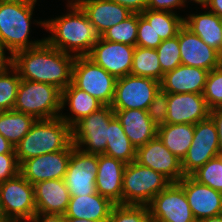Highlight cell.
Listing matches in <instances>:
<instances>
[{"label": "cell", "instance_id": "6da1fadb", "mask_svg": "<svg viewBox=\"0 0 222 222\" xmlns=\"http://www.w3.org/2000/svg\"><path fill=\"white\" fill-rule=\"evenodd\" d=\"M75 58L45 40L38 46L14 53L12 66L20 79L48 83L62 91L72 83Z\"/></svg>", "mask_w": 222, "mask_h": 222}, {"label": "cell", "instance_id": "7a4b0ae2", "mask_svg": "<svg viewBox=\"0 0 222 222\" xmlns=\"http://www.w3.org/2000/svg\"><path fill=\"white\" fill-rule=\"evenodd\" d=\"M66 4L65 14L45 19V30L50 33L45 40L64 53L87 56L100 36L74 0H67Z\"/></svg>", "mask_w": 222, "mask_h": 222}, {"label": "cell", "instance_id": "3957f363", "mask_svg": "<svg viewBox=\"0 0 222 222\" xmlns=\"http://www.w3.org/2000/svg\"><path fill=\"white\" fill-rule=\"evenodd\" d=\"M34 9L35 5L0 2V41L12 54L45 41V37L34 41L29 38L32 24L45 30L46 20L34 19Z\"/></svg>", "mask_w": 222, "mask_h": 222}, {"label": "cell", "instance_id": "277c9868", "mask_svg": "<svg viewBox=\"0 0 222 222\" xmlns=\"http://www.w3.org/2000/svg\"><path fill=\"white\" fill-rule=\"evenodd\" d=\"M71 143L72 128L61 117L36 120L15 146V154L21 164L33 157L65 150Z\"/></svg>", "mask_w": 222, "mask_h": 222}, {"label": "cell", "instance_id": "5b68a950", "mask_svg": "<svg viewBox=\"0 0 222 222\" xmlns=\"http://www.w3.org/2000/svg\"><path fill=\"white\" fill-rule=\"evenodd\" d=\"M160 82L147 77L126 75L118 78L111 107L113 110L142 109L159 112Z\"/></svg>", "mask_w": 222, "mask_h": 222}, {"label": "cell", "instance_id": "8992f818", "mask_svg": "<svg viewBox=\"0 0 222 222\" xmlns=\"http://www.w3.org/2000/svg\"><path fill=\"white\" fill-rule=\"evenodd\" d=\"M62 91L48 83L21 79L13 110L36 120L60 117Z\"/></svg>", "mask_w": 222, "mask_h": 222}, {"label": "cell", "instance_id": "52a82bcc", "mask_svg": "<svg viewBox=\"0 0 222 222\" xmlns=\"http://www.w3.org/2000/svg\"><path fill=\"white\" fill-rule=\"evenodd\" d=\"M172 182L155 170L136 161L126 164L122 182V205H148Z\"/></svg>", "mask_w": 222, "mask_h": 222}, {"label": "cell", "instance_id": "ba28073f", "mask_svg": "<svg viewBox=\"0 0 222 222\" xmlns=\"http://www.w3.org/2000/svg\"><path fill=\"white\" fill-rule=\"evenodd\" d=\"M203 94H161L158 124H196L209 117Z\"/></svg>", "mask_w": 222, "mask_h": 222}, {"label": "cell", "instance_id": "9c48e42d", "mask_svg": "<svg viewBox=\"0 0 222 222\" xmlns=\"http://www.w3.org/2000/svg\"><path fill=\"white\" fill-rule=\"evenodd\" d=\"M116 78L87 56H76L72 83L95 97L104 106H111L115 95Z\"/></svg>", "mask_w": 222, "mask_h": 222}, {"label": "cell", "instance_id": "30bf717a", "mask_svg": "<svg viewBox=\"0 0 222 222\" xmlns=\"http://www.w3.org/2000/svg\"><path fill=\"white\" fill-rule=\"evenodd\" d=\"M114 116L111 106H103L83 118L72 128L73 145L89 154H104L109 134V122Z\"/></svg>", "mask_w": 222, "mask_h": 222}, {"label": "cell", "instance_id": "8fae6325", "mask_svg": "<svg viewBox=\"0 0 222 222\" xmlns=\"http://www.w3.org/2000/svg\"><path fill=\"white\" fill-rule=\"evenodd\" d=\"M0 199L7 219L28 222L36 213L34 186L20 173L0 184Z\"/></svg>", "mask_w": 222, "mask_h": 222}, {"label": "cell", "instance_id": "7c38bea8", "mask_svg": "<svg viewBox=\"0 0 222 222\" xmlns=\"http://www.w3.org/2000/svg\"><path fill=\"white\" fill-rule=\"evenodd\" d=\"M219 155L218 132L208 117L195 124L194 136L187 155L181 161L184 176H190L207 161Z\"/></svg>", "mask_w": 222, "mask_h": 222}, {"label": "cell", "instance_id": "4fadbf2b", "mask_svg": "<svg viewBox=\"0 0 222 222\" xmlns=\"http://www.w3.org/2000/svg\"><path fill=\"white\" fill-rule=\"evenodd\" d=\"M151 222H195L183 188L171 183L147 205Z\"/></svg>", "mask_w": 222, "mask_h": 222}, {"label": "cell", "instance_id": "5bb4252c", "mask_svg": "<svg viewBox=\"0 0 222 222\" xmlns=\"http://www.w3.org/2000/svg\"><path fill=\"white\" fill-rule=\"evenodd\" d=\"M98 155L89 154L73 145L64 177L70 196L95 194Z\"/></svg>", "mask_w": 222, "mask_h": 222}, {"label": "cell", "instance_id": "9a60e30c", "mask_svg": "<svg viewBox=\"0 0 222 222\" xmlns=\"http://www.w3.org/2000/svg\"><path fill=\"white\" fill-rule=\"evenodd\" d=\"M135 46L110 42L101 36L87 55L116 79L130 75Z\"/></svg>", "mask_w": 222, "mask_h": 222}, {"label": "cell", "instance_id": "2e32d148", "mask_svg": "<svg viewBox=\"0 0 222 222\" xmlns=\"http://www.w3.org/2000/svg\"><path fill=\"white\" fill-rule=\"evenodd\" d=\"M73 150L71 143L65 150L47 153L20 164V174L32 185L51 179H64Z\"/></svg>", "mask_w": 222, "mask_h": 222}, {"label": "cell", "instance_id": "e0dca14e", "mask_svg": "<svg viewBox=\"0 0 222 222\" xmlns=\"http://www.w3.org/2000/svg\"><path fill=\"white\" fill-rule=\"evenodd\" d=\"M135 161L161 173L172 183L184 177L181 160L169 151L158 136L136 149Z\"/></svg>", "mask_w": 222, "mask_h": 222}, {"label": "cell", "instance_id": "ac0fdd59", "mask_svg": "<svg viewBox=\"0 0 222 222\" xmlns=\"http://www.w3.org/2000/svg\"><path fill=\"white\" fill-rule=\"evenodd\" d=\"M177 37L183 65L199 67L208 71L221 66L220 53L208 46L185 25L180 28Z\"/></svg>", "mask_w": 222, "mask_h": 222}, {"label": "cell", "instance_id": "d6986e66", "mask_svg": "<svg viewBox=\"0 0 222 222\" xmlns=\"http://www.w3.org/2000/svg\"><path fill=\"white\" fill-rule=\"evenodd\" d=\"M113 111L131 144L136 149L157 136L159 112L142 109Z\"/></svg>", "mask_w": 222, "mask_h": 222}, {"label": "cell", "instance_id": "ffe728a7", "mask_svg": "<svg viewBox=\"0 0 222 222\" xmlns=\"http://www.w3.org/2000/svg\"><path fill=\"white\" fill-rule=\"evenodd\" d=\"M177 183L183 188L196 220L222 214L221 192L198 183L191 176H184Z\"/></svg>", "mask_w": 222, "mask_h": 222}, {"label": "cell", "instance_id": "44dd1931", "mask_svg": "<svg viewBox=\"0 0 222 222\" xmlns=\"http://www.w3.org/2000/svg\"><path fill=\"white\" fill-rule=\"evenodd\" d=\"M208 73L203 68L180 64L163 75L160 81L161 94H203Z\"/></svg>", "mask_w": 222, "mask_h": 222}, {"label": "cell", "instance_id": "7402d4cb", "mask_svg": "<svg viewBox=\"0 0 222 222\" xmlns=\"http://www.w3.org/2000/svg\"><path fill=\"white\" fill-rule=\"evenodd\" d=\"M74 1L85 12L99 36L132 14L127 8L111 0Z\"/></svg>", "mask_w": 222, "mask_h": 222}, {"label": "cell", "instance_id": "603a6c76", "mask_svg": "<svg viewBox=\"0 0 222 222\" xmlns=\"http://www.w3.org/2000/svg\"><path fill=\"white\" fill-rule=\"evenodd\" d=\"M33 186L36 212L65 214L71 196L64 179L44 180Z\"/></svg>", "mask_w": 222, "mask_h": 222}, {"label": "cell", "instance_id": "cb8c5ba5", "mask_svg": "<svg viewBox=\"0 0 222 222\" xmlns=\"http://www.w3.org/2000/svg\"><path fill=\"white\" fill-rule=\"evenodd\" d=\"M126 164L104 154L98 155L96 191L114 204H121L122 182Z\"/></svg>", "mask_w": 222, "mask_h": 222}, {"label": "cell", "instance_id": "d4e9b609", "mask_svg": "<svg viewBox=\"0 0 222 222\" xmlns=\"http://www.w3.org/2000/svg\"><path fill=\"white\" fill-rule=\"evenodd\" d=\"M69 113H64L66 110ZM104 105L100 103L95 97L89 95L87 92L77 88L73 83L62 90L61 99V113L60 117L71 128H73L79 121L87 117L93 112L98 111Z\"/></svg>", "mask_w": 222, "mask_h": 222}, {"label": "cell", "instance_id": "484cf974", "mask_svg": "<svg viewBox=\"0 0 222 222\" xmlns=\"http://www.w3.org/2000/svg\"><path fill=\"white\" fill-rule=\"evenodd\" d=\"M115 204L108 198L95 194L71 196L65 218H79L107 222Z\"/></svg>", "mask_w": 222, "mask_h": 222}, {"label": "cell", "instance_id": "4316f807", "mask_svg": "<svg viewBox=\"0 0 222 222\" xmlns=\"http://www.w3.org/2000/svg\"><path fill=\"white\" fill-rule=\"evenodd\" d=\"M203 12L184 15V25L198 35L203 42L219 53L222 51V18L202 7Z\"/></svg>", "mask_w": 222, "mask_h": 222}, {"label": "cell", "instance_id": "83f0119b", "mask_svg": "<svg viewBox=\"0 0 222 222\" xmlns=\"http://www.w3.org/2000/svg\"><path fill=\"white\" fill-rule=\"evenodd\" d=\"M194 129V124H158L157 136L182 161L193 141Z\"/></svg>", "mask_w": 222, "mask_h": 222}, {"label": "cell", "instance_id": "f1b7e54d", "mask_svg": "<svg viewBox=\"0 0 222 222\" xmlns=\"http://www.w3.org/2000/svg\"><path fill=\"white\" fill-rule=\"evenodd\" d=\"M109 134L104 155L129 164L136 159V148L131 144L116 116L109 122Z\"/></svg>", "mask_w": 222, "mask_h": 222}, {"label": "cell", "instance_id": "f546056e", "mask_svg": "<svg viewBox=\"0 0 222 222\" xmlns=\"http://www.w3.org/2000/svg\"><path fill=\"white\" fill-rule=\"evenodd\" d=\"M36 119L15 110L0 111V134L14 147L30 131Z\"/></svg>", "mask_w": 222, "mask_h": 222}, {"label": "cell", "instance_id": "4dcf8cb0", "mask_svg": "<svg viewBox=\"0 0 222 222\" xmlns=\"http://www.w3.org/2000/svg\"><path fill=\"white\" fill-rule=\"evenodd\" d=\"M170 11H155L145 9L141 15L153 27L156 35L162 40L171 39L177 36L180 28L184 25V16Z\"/></svg>", "mask_w": 222, "mask_h": 222}, {"label": "cell", "instance_id": "1f68e13d", "mask_svg": "<svg viewBox=\"0 0 222 222\" xmlns=\"http://www.w3.org/2000/svg\"><path fill=\"white\" fill-rule=\"evenodd\" d=\"M130 75L162 80V70L156 49L135 46Z\"/></svg>", "mask_w": 222, "mask_h": 222}, {"label": "cell", "instance_id": "d6a6232c", "mask_svg": "<svg viewBox=\"0 0 222 222\" xmlns=\"http://www.w3.org/2000/svg\"><path fill=\"white\" fill-rule=\"evenodd\" d=\"M138 13H132L124 21L106 30L101 37L110 42L136 46Z\"/></svg>", "mask_w": 222, "mask_h": 222}, {"label": "cell", "instance_id": "836d02e7", "mask_svg": "<svg viewBox=\"0 0 222 222\" xmlns=\"http://www.w3.org/2000/svg\"><path fill=\"white\" fill-rule=\"evenodd\" d=\"M21 79L12 66L0 73V111L13 110Z\"/></svg>", "mask_w": 222, "mask_h": 222}, {"label": "cell", "instance_id": "e575fe53", "mask_svg": "<svg viewBox=\"0 0 222 222\" xmlns=\"http://www.w3.org/2000/svg\"><path fill=\"white\" fill-rule=\"evenodd\" d=\"M190 176L198 183L222 193V155L207 161Z\"/></svg>", "mask_w": 222, "mask_h": 222}, {"label": "cell", "instance_id": "d590c367", "mask_svg": "<svg viewBox=\"0 0 222 222\" xmlns=\"http://www.w3.org/2000/svg\"><path fill=\"white\" fill-rule=\"evenodd\" d=\"M107 222H151L147 205L115 204Z\"/></svg>", "mask_w": 222, "mask_h": 222}, {"label": "cell", "instance_id": "8d00e7d4", "mask_svg": "<svg viewBox=\"0 0 222 222\" xmlns=\"http://www.w3.org/2000/svg\"><path fill=\"white\" fill-rule=\"evenodd\" d=\"M158 53L159 62L163 75L171 70H174L181 63L180 49L178 37L162 40L156 48Z\"/></svg>", "mask_w": 222, "mask_h": 222}, {"label": "cell", "instance_id": "74e56055", "mask_svg": "<svg viewBox=\"0 0 222 222\" xmlns=\"http://www.w3.org/2000/svg\"><path fill=\"white\" fill-rule=\"evenodd\" d=\"M203 97L208 108H222V66L209 71Z\"/></svg>", "mask_w": 222, "mask_h": 222}, {"label": "cell", "instance_id": "f35d334b", "mask_svg": "<svg viewBox=\"0 0 222 222\" xmlns=\"http://www.w3.org/2000/svg\"><path fill=\"white\" fill-rule=\"evenodd\" d=\"M162 42L160 36L154 31L150 23L138 13V29L136 46L156 49Z\"/></svg>", "mask_w": 222, "mask_h": 222}, {"label": "cell", "instance_id": "ab89813d", "mask_svg": "<svg viewBox=\"0 0 222 222\" xmlns=\"http://www.w3.org/2000/svg\"><path fill=\"white\" fill-rule=\"evenodd\" d=\"M20 173V164L15 153L0 154V184Z\"/></svg>", "mask_w": 222, "mask_h": 222}, {"label": "cell", "instance_id": "60d3db41", "mask_svg": "<svg viewBox=\"0 0 222 222\" xmlns=\"http://www.w3.org/2000/svg\"><path fill=\"white\" fill-rule=\"evenodd\" d=\"M184 0H147L146 9L155 11H170L177 13L176 10L185 8ZM175 9V10H174Z\"/></svg>", "mask_w": 222, "mask_h": 222}, {"label": "cell", "instance_id": "b9f144b4", "mask_svg": "<svg viewBox=\"0 0 222 222\" xmlns=\"http://www.w3.org/2000/svg\"><path fill=\"white\" fill-rule=\"evenodd\" d=\"M116 2L125 8H127L132 13H139L141 14L147 5V0H111Z\"/></svg>", "mask_w": 222, "mask_h": 222}, {"label": "cell", "instance_id": "7bdbcfd3", "mask_svg": "<svg viewBox=\"0 0 222 222\" xmlns=\"http://www.w3.org/2000/svg\"><path fill=\"white\" fill-rule=\"evenodd\" d=\"M209 117L216 126L219 139V155H222V108L211 109Z\"/></svg>", "mask_w": 222, "mask_h": 222}, {"label": "cell", "instance_id": "ee69618b", "mask_svg": "<svg viewBox=\"0 0 222 222\" xmlns=\"http://www.w3.org/2000/svg\"><path fill=\"white\" fill-rule=\"evenodd\" d=\"M13 54L0 41V73L12 67Z\"/></svg>", "mask_w": 222, "mask_h": 222}, {"label": "cell", "instance_id": "f6af8a7d", "mask_svg": "<svg viewBox=\"0 0 222 222\" xmlns=\"http://www.w3.org/2000/svg\"><path fill=\"white\" fill-rule=\"evenodd\" d=\"M28 222H65V216L36 212Z\"/></svg>", "mask_w": 222, "mask_h": 222}, {"label": "cell", "instance_id": "bcb514c9", "mask_svg": "<svg viewBox=\"0 0 222 222\" xmlns=\"http://www.w3.org/2000/svg\"><path fill=\"white\" fill-rule=\"evenodd\" d=\"M205 7L222 18V0H208Z\"/></svg>", "mask_w": 222, "mask_h": 222}, {"label": "cell", "instance_id": "7dc6e473", "mask_svg": "<svg viewBox=\"0 0 222 222\" xmlns=\"http://www.w3.org/2000/svg\"><path fill=\"white\" fill-rule=\"evenodd\" d=\"M15 153V147L0 134V154Z\"/></svg>", "mask_w": 222, "mask_h": 222}, {"label": "cell", "instance_id": "c3c4849f", "mask_svg": "<svg viewBox=\"0 0 222 222\" xmlns=\"http://www.w3.org/2000/svg\"><path fill=\"white\" fill-rule=\"evenodd\" d=\"M0 2H12V3H21V4H27V5H37L39 3L38 0H0Z\"/></svg>", "mask_w": 222, "mask_h": 222}, {"label": "cell", "instance_id": "681fc988", "mask_svg": "<svg viewBox=\"0 0 222 222\" xmlns=\"http://www.w3.org/2000/svg\"><path fill=\"white\" fill-rule=\"evenodd\" d=\"M195 222H222V214L218 216H213L209 218H203L196 220Z\"/></svg>", "mask_w": 222, "mask_h": 222}, {"label": "cell", "instance_id": "f907efd6", "mask_svg": "<svg viewBox=\"0 0 222 222\" xmlns=\"http://www.w3.org/2000/svg\"><path fill=\"white\" fill-rule=\"evenodd\" d=\"M207 2H208V0H184L185 6H187V7H188V4H186V3H189V4L191 3V5L197 4L202 8V7L206 6ZM192 3H194V4H192Z\"/></svg>", "mask_w": 222, "mask_h": 222}, {"label": "cell", "instance_id": "816d5d0a", "mask_svg": "<svg viewBox=\"0 0 222 222\" xmlns=\"http://www.w3.org/2000/svg\"><path fill=\"white\" fill-rule=\"evenodd\" d=\"M65 222H100V221H93L87 219H79V218H65Z\"/></svg>", "mask_w": 222, "mask_h": 222}, {"label": "cell", "instance_id": "f5cc1de1", "mask_svg": "<svg viewBox=\"0 0 222 222\" xmlns=\"http://www.w3.org/2000/svg\"><path fill=\"white\" fill-rule=\"evenodd\" d=\"M4 219H7L5 213H4V210H3V207H2V203H1V199H0V220H4Z\"/></svg>", "mask_w": 222, "mask_h": 222}, {"label": "cell", "instance_id": "db71d44e", "mask_svg": "<svg viewBox=\"0 0 222 222\" xmlns=\"http://www.w3.org/2000/svg\"><path fill=\"white\" fill-rule=\"evenodd\" d=\"M0 222H13V221H11L9 219H4V220H0Z\"/></svg>", "mask_w": 222, "mask_h": 222}, {"label": "cell", "instance_id": "11a10c76", "mask_svg": "<svg viewBox=\"0 0 222 222\" xmlns=\"http://www.w3.org/2000/svg\"><path fill=\"white\" fill-rule=\"evenodd\" d=\"M220 60L222 61V51L220 52Z\"/></svg>", "mask_w": 222, "mask_h": 222}]
</instances>
